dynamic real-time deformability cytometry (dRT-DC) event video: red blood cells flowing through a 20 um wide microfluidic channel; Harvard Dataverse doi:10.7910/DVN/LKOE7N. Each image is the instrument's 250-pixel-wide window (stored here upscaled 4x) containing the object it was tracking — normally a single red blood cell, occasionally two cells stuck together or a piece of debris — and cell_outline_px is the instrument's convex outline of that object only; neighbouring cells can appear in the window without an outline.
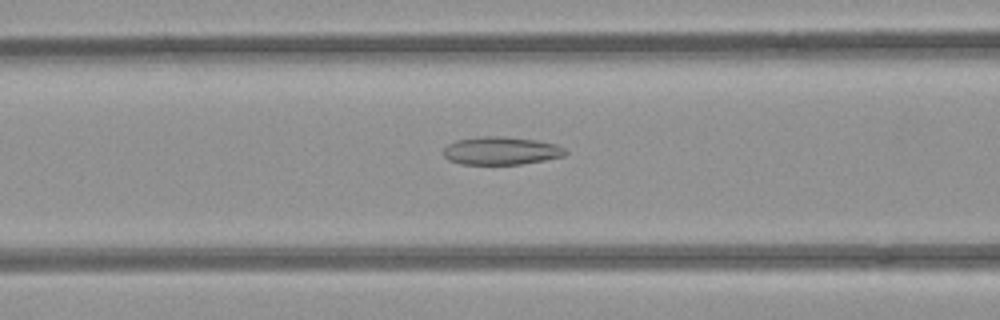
{"species": "common noctule bat (a hibernating species)", "species_latin": "Nyctalus noctula", "temperature_condition": "room temperature", "stored_images_in_passage": 31, "camera_frame_rate_fps": 3000, "um_per_image_px": 0.085, "animal": {"sex": "female", "body_mass_g": 21.9}, "frame": {"image": 1, "passage_image": 6, "time_ms": 1.667, "image_size_px": [1000, 320], "cell_outline_px": [[568, 152], [564, 156], [544, 160], [520, 164], [460, 164], [448, 160], [444, 156], [444, 148], [448, 144], [456, 140], [484, 136], [504, 136], [536, 140], [556, 144], [564, 148]], "centroid_in_image_um": [42.59, 12.81], "position_along_channel_um": 124.0, "area_um2": 19.88}}
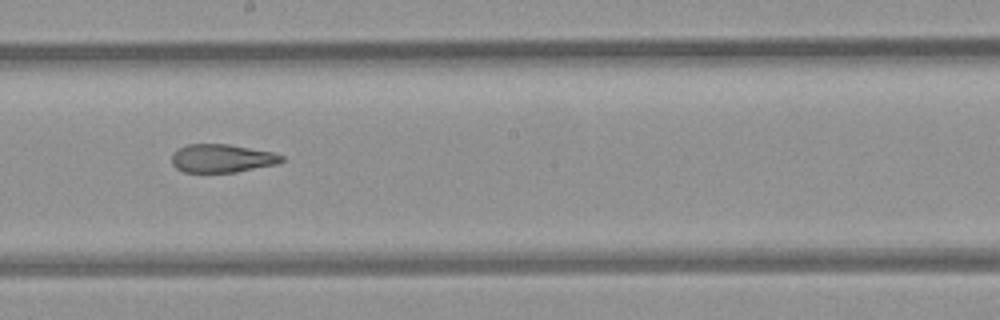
{"frame": {"image": 2, "passage_image": 14, "time_ms": 4.333, "image_size_px": [1000, 320], "cell_outline_px": [[284, 160], [276, 164], [236, 172], [184, 172], [176, 168], [172, 164], [172, 156], [180, 148], [188, 144], [228, 144], [272, 152], [284, 156]], "centroid_in_image_um": [18.87, 13.46], "position_along_channel_um": 229.3, "area_um2": 17.92}}
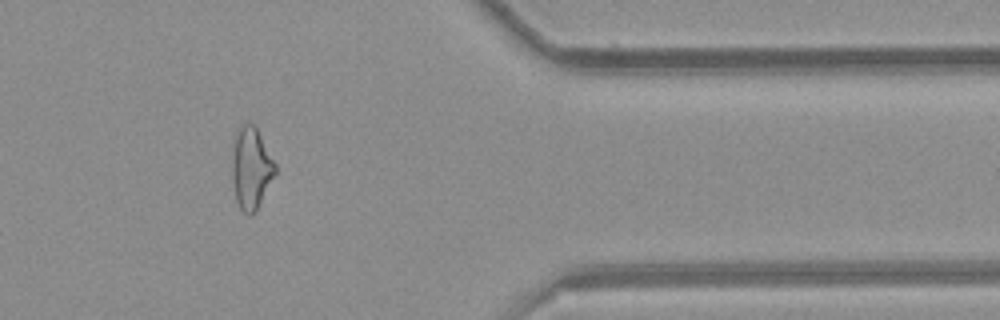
{"frame": {"image": 3, "passage_image": 28, "time_ms": 9.0, "image_size_px": [1000, 320], "cell_outline_px": [[276, 172], [256, 208], [248, 216], [240, 208], [236, 200], [232, 180], [232, 160], [236, 132], [240, 124], [248, 120], [256, 128], [276, 164]], "centroid_in_image_um": [21.32, 14.24], "position_along_channel_um": 390.1, "area_um2": 20.11}, "authors_computed_cell_mechanics": {"area_um2": 19.363, "velocity_mm_per_s": 3.9465, "shape_relaxation_time_tau1_ms": null, "shape_relaxation_time_tau2_ms": 2.7932, "deformation_change_tau1": null, "deformation_change_tau2": 0.1}}